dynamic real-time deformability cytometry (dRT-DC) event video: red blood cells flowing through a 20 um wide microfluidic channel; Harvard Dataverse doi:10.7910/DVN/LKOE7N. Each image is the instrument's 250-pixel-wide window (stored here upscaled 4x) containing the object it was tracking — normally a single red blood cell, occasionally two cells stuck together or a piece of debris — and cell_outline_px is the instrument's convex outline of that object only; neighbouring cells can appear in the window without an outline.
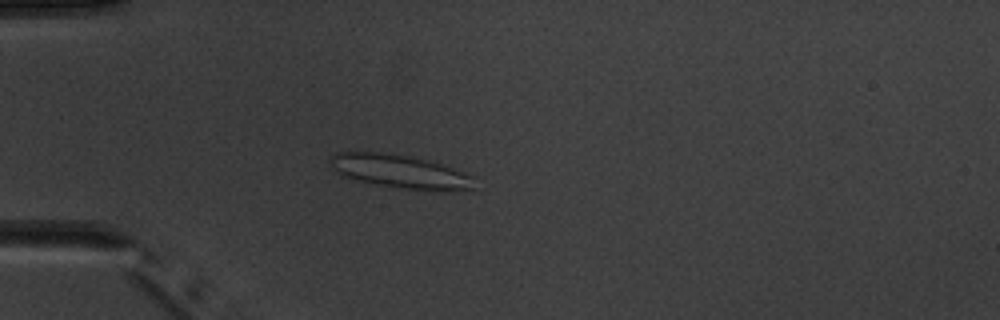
{"species": "common noctule bat (a hibernating species)", "species_latin": "Nyctalus noctula", "temperature_condition": "warm", "stored_images_in_passage": 4, "camera_frame_rate_fps": 3000, "um_per_image_px": 0.085, "animal": {"sex": "male", "body_mass_g": 20.1, "forearm_length_mm": 53.5}, "frame": {"image": 1, "passage_image": 4, "time_ms": 4.333, "image_size_px": [1000, 320], "cell_outline_px": [[476, 188], [440, 192], [404, 188], [380, 184], [360, 180], [344, 176], [336, 172], [328, 160], [336, 152], [380, 152], [408, 156], [428, 160], [476, 176]], "centroid_in_image_um": [34.09, 14.58], "position_along_channel_um": 50.9, "area_um2": 28.03}}